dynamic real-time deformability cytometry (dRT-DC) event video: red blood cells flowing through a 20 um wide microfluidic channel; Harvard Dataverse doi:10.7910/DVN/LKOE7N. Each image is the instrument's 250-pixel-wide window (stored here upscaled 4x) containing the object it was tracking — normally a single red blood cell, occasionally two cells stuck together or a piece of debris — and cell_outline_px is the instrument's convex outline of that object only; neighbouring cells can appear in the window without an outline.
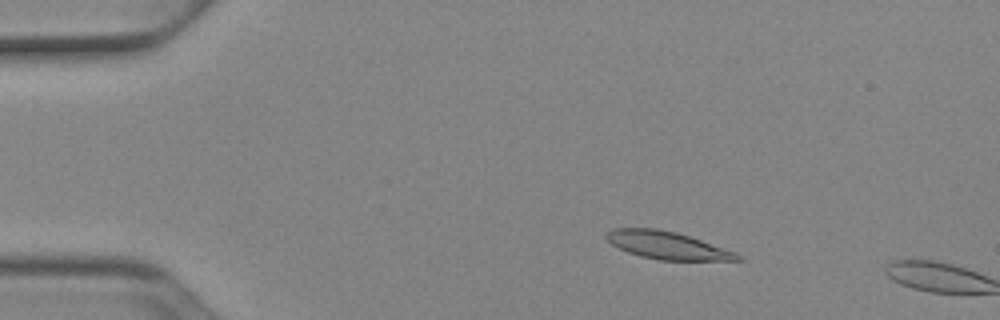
{"species": "Egyptian fruit bat (a non-hibernating species)", "species_latin": "Rousettus aegyptiacus", "temperature_condition": "cold", "stored_images_in_passage": 6, "camera_frame_rate_fps": 3000, "um_per_image_px": 0.085, "animal": {"sex": "female"}, "frame": {"image": 1, "passage_image": 4, "time_ms": 1.0, "image_size_px": [1000, 320], "cell_outline_px": [[744, 260], [660, 260], [640, 256], [628, 252], [612, 244], [604, 236], [612, 228], [656, 228], [676, 232], [736, 252], [744, 256]], "centroid_in_image_um": [56.73, 20.85], "position_along_channel_um": 28.3, "area_um2": 20.92}}